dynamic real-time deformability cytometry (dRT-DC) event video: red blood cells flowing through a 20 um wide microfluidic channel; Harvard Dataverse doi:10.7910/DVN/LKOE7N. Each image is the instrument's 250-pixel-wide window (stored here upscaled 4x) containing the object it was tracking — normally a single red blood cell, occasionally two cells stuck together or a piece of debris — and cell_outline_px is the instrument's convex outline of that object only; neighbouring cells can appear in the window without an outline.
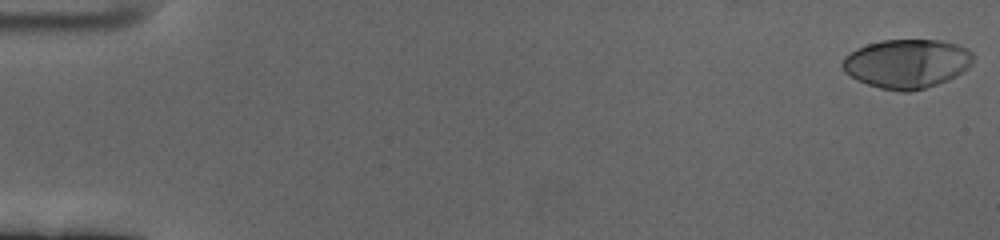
{"species": "human", "species_latin": "Homo sapiens", "temperature_condition": "cold", "stored_images_in_passage": 61, "camera_frame_rate_fps": 3000, "um_per_image_px": 0.085, "donor": {"sex": "female"}, "frame": {"image": 1, "passage_image": 1, "time_ms": 0.0, "image_size_px": [1000, 240], "cell_outline_px": [[972, 64], [968, 68], [956, 76], [948, 80], [924, 88], [908, 92], [900, 92], [880, 88], [856, 80], [844, 72], [840, 64], [844, 56], [856, 48], [880, 40], [944, 40], [968, 48], [972, 52]], "centroid_in_image_um": [77.06, 5.4], "position_along_channel_um": 7.9, "area_um2": 37.63}}
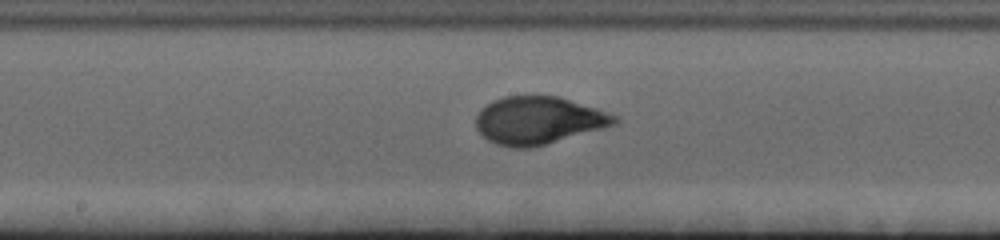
{"frame": {"image": 2, "passage_image": 33, "time_ms": 10.667, "image_size_px": [1000, 240], "cell_outline_px": [[620, 120], [616, 124], [532, 148], [508, 148], [496, 144], [488, 140], [476, 128], [476, 116], [480, 108], [492, 100], [504, 96], [560, 96], [596, 108], [616, 116]], "centroid_in_image_um": [45.73, 10.23], "position_along_channel_um": 202.5, "area_um2": 38.49}}
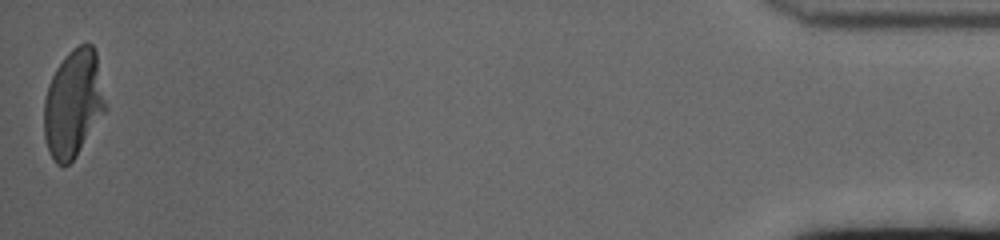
{"frame": {"image": 3, "passage_image": 61, "time_ms": 20.0, "image_size_px": [1000, 240], "cell_outline_px": [[108, 108], [76, 156], [68, 164], [56, 164], [48, 148], [44, 136], [44, 100], [48, 84], [56, 68], [64, 56], [72, 48], [80, 44], [92, 44], [96, 52], [108, 104]], "centroid_in_image_um": [6.26, 8.77], "position_along_channel_um": 428.9, "area_um2": 38.84}, "authors_computed_cell_mechanics": {"area_um2": 37.5122, "velocity_mm_per_s": 3.351, "shape_relaxation_time_tau1_ms": 3.984, "shape_relaxation_time_tau2_ms": null, "deformation_change_tau1": 0.2227, "deformation_change_tau2": null}}